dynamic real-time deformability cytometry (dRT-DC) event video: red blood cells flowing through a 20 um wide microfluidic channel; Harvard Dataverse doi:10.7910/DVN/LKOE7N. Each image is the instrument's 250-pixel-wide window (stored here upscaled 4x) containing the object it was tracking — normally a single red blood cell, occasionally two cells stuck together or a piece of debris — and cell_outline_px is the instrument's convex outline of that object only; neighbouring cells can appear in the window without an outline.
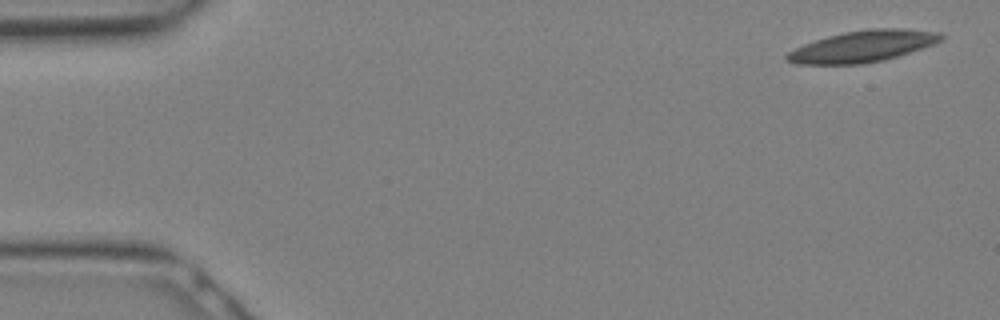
{"species": "Egyptian fruit bat (a non-hibernating species)", "species_latin": "Rousettus aegyptiacus", "temperature_condition": "warm", "stored_images_in_passage": 16, "camera_frame_rate_fps": 3000, "um_per_image_px": 0.085, "animal": {"sex": "female"}, "frame": {"image": 1, "passage_image": 1, "time_ms": 0.0, "image_size_px": [1000, 320], "cell_outline_px": [[944, 36], [940, 40], [932, 44], [884, 60], [864, 64], [796, 64], [784, 60], [784, 56], [788, 52], [804, 44], [828, 36], [844, 32], [868, 28], [904, 28], [940, 32]], "centroid_in_image_um": [73.29, 3.93], "position_along_channel_um": 11.7, "area_um2": 28.09}}
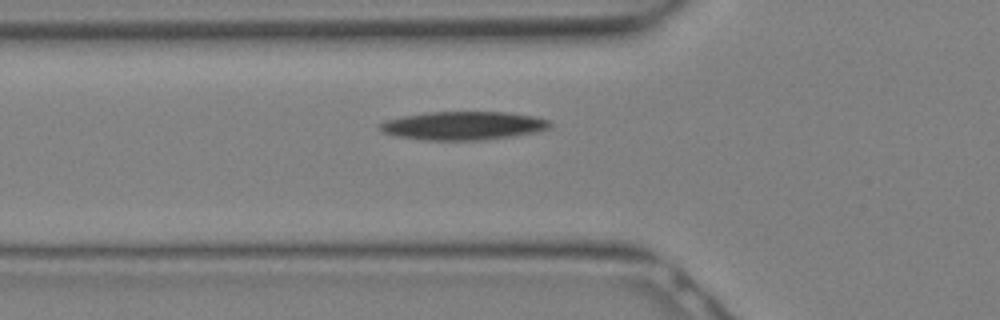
{"frame": {"image": 2, "passage_image": 10, "time_ms": 3.0, "image_size_px": [1000, 320], "cell_outline_px": [[552, 124], [548, 128], [536, 132], [512, 136], [484, 140], [420, 140], [396, 136], [380, 132], [380, 124], [388, 120], [404, 116], [428, 112], [508, 112], [532, 116], [548, 120]], "centroid_in_image_um": [39.36, 10.69], "position_along_channel_um": 86.4, "area_um2": 28.09}}
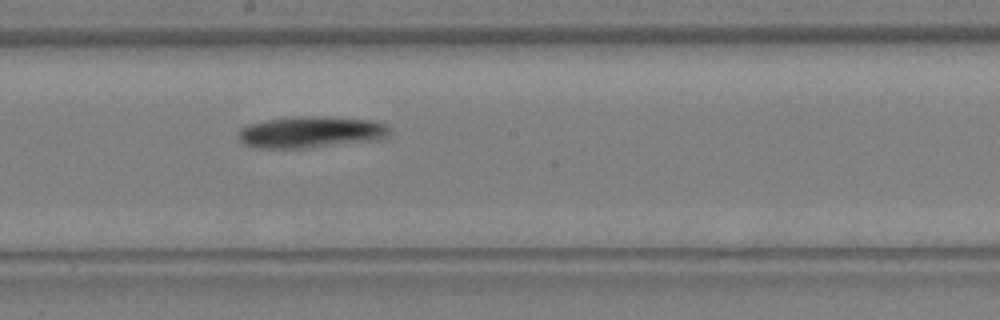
{"frame": {"image": 3, "passage_image": 16, "time_ms": 5.0, "image_size_px": [1000, 320], "cell_outline_px": [[388, 132], [384, 136], [376, 140], [300, 148], [260, 148], [244, 144], [236, 136], [236, 132], [240, 128], [248, 124], [268, 120], [296, 116], [324, 116], [376, 120], [384, 124], [388, 128]], "centroid_in_image_um": [26.35, 11.21], "position_along_channel_um": 221.9, "area_um2": 27.63}}